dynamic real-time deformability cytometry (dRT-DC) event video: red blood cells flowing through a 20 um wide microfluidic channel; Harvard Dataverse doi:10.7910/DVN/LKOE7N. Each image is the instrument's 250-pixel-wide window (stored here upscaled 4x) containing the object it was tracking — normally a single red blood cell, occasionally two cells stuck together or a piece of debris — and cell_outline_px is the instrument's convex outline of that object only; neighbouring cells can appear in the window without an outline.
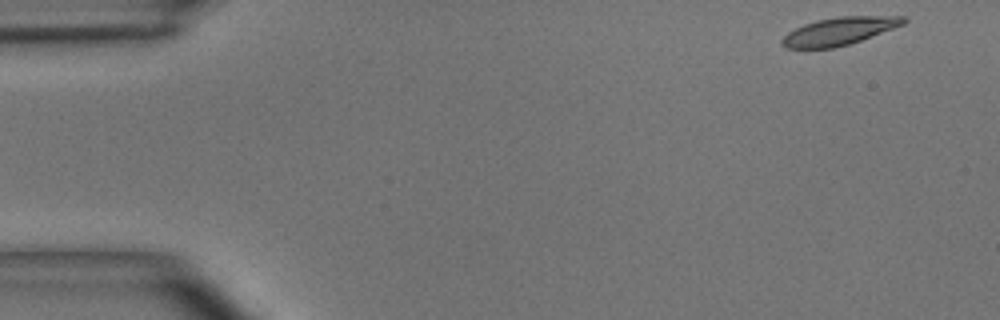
{"species": "common noctule bat (a hibernating species)", "species_latin": "Nyctalus noctula", "temperature_condition": "room temperature", "stored_images_in_passage": 47, "camera_frame_rate_fps": 3000, "um_per_image_px": 0.085, "animal": {"sex": "male", "body_mass_g": 15.6}, "frame": {"image": 1, "passage_image": 1, "time_ms": 0.0, "image_size_px": [1000, 320], "cell_outline_px": [[908, 20], [904, 24], [860, 40], [848, 44], [832, 48], [784, 48], [780, 44], [780, 40], [788, 32], [804, 24], [816, 20], [840, 16], [904, 16]], "centroid_in_image_um": [71.3, 2.64], "position_along_channel_um": 13.7, "area_um2": 19.48}}
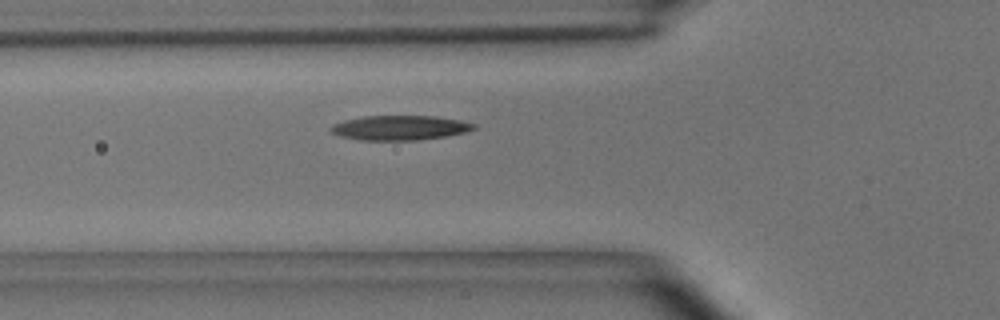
{"frame": {"image": 2, "passage_image": 15, "time_ms": 4.667, "image_size_px": [1000, 320], "cell_outline_px": [[476, 128], [468, 132], [448, 136], [416, 140], [360, 140], [340, 136], [332, 132], [328, 128], [332, 124], [344, 120], [364, 116], [436, 116], [460, 120], [476, 124]], "centroid_in_image_um": [34.0, 10.86], "position_along_channel_um": 91.8, "area_um2": 20.69}}
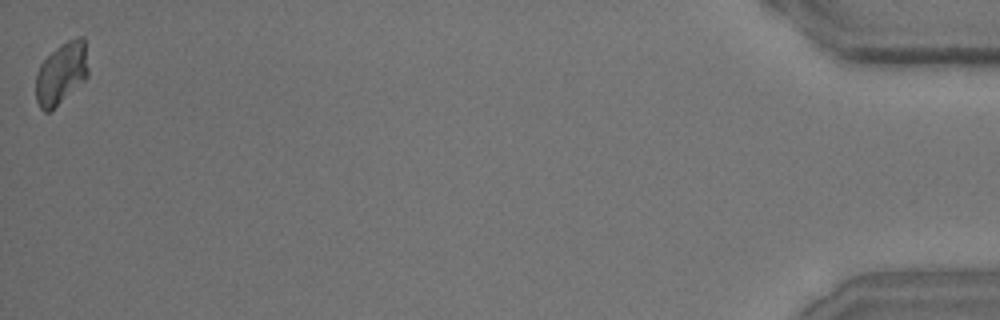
{"frame": {"image": 3, "passage_image": 47, "time_ms": 15.333, "image_size_px": [1000, 320], "cell_outline_px": [[88, 76], [84, 80], [48, 112], [44, 112], [40, 108], [36, 100], [36, 76], [40, 64], [60, 44], [68, 40], [80, 36], [84, 36], [88, 68]], "centroid_in_image_um": [5.21, 6.2], "position_along_channel_um": 430.0, "area_um2": 18.55}, "authors_computed_cell_mechanics": {"area_um2": 19.9988, "velocity_mm_per_s": 4.0295, "shape_relaxation_time_tau1_ms": 2.8149, "shape_relaxation_time_tau2_ms": 5.2481, "deformation_change_tau1": 0.1405, "deformation_change_tau2": 0.1228}}